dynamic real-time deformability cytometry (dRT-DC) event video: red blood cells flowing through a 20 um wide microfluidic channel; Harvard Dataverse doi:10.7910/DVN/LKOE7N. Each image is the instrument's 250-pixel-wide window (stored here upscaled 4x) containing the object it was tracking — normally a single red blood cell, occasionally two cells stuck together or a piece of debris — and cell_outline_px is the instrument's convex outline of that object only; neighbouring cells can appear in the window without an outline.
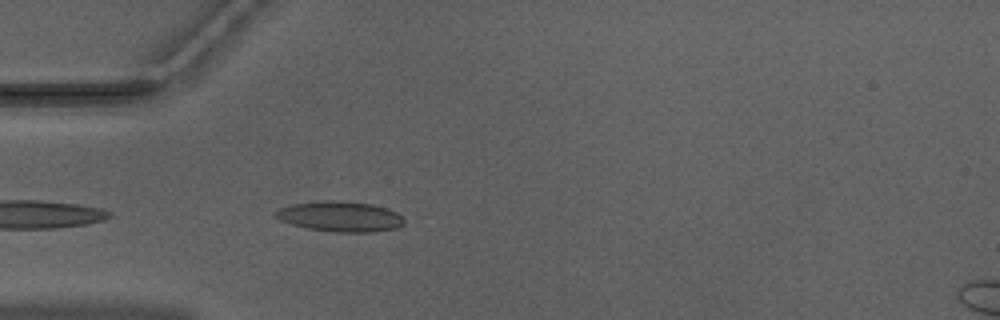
{"species": "Egyptian fruit bat (a non-hibernating species)", "species_latin": "Rousettus aegyptiacus", "temperature_condition": "warm", "stored_images_in_passage": 24, "camera_frame_rate_fps": 3000, "um_per_image_px": 0.085, "animal": {"sex": "male"}, "frame": {"image": 1, "passage_image": 2, "time_ms": 0.333, "image_size_px": [1000, 320], "cell_outline_px": [[404, 224], [396, 228], [372, 232], [332, 232], [308, 228], [292, 224], [280, 220], [272, 216], [272, 212], [280, 208], [292, 204], [324, 200], [340, 200], [372, 204], [396, 212], [404, 220]], "centroid_in_image_um": [28.86, 18.4], "position_along_channel_um": 56.1, "area_um2": 22.77}}
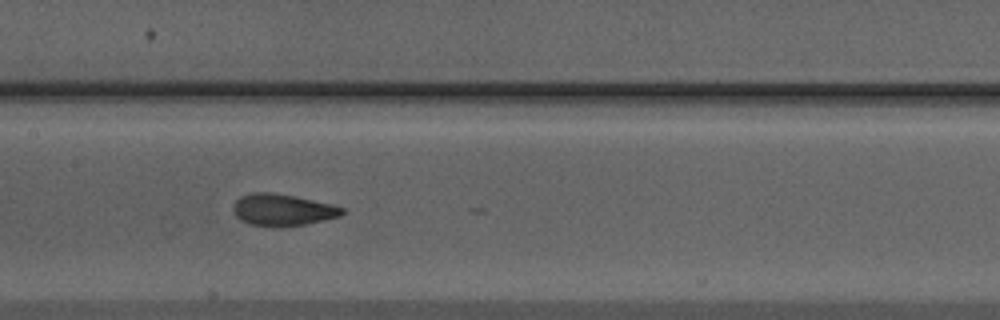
{"frame": {"image": 2, "passage_image": 12, "time_ms": 3.667, "image_size_px": [1000, 320], "cell_outline_px": [[344, 212], [340, 216], [304, 224], [280, 228], [272, 228], [248, 224], [240, 220], [232, 212], [232, 204], [240, 196], [252, 192], [272, 192], [296, 196], [332, 204], [344, 208]], "centroid_in_image_um": [23.95, 17.85], "position_along_channel_um": 183.4, "area_um2": 20.63}}
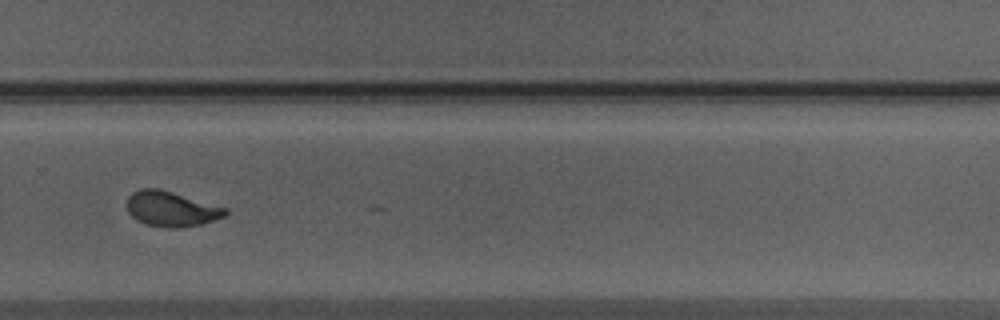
{"frame": {"image": 3, "passage_image": 22, "time_ms": 7.0, "image_size_px": [1000, 320], "cell_outline_px": [[228, 212], [224, 216], [200, 224], [176, 228], [164, 228], [144, 224], [136, 220], [128, 212], [128, 196], [132, 192], [140, 188], [156, 188], [172, 192], [228, 208]], "centroid_in_image_um": [14.53, 17.76], "position_along_channel_um": 315.3, "area_um2": 20.06}}